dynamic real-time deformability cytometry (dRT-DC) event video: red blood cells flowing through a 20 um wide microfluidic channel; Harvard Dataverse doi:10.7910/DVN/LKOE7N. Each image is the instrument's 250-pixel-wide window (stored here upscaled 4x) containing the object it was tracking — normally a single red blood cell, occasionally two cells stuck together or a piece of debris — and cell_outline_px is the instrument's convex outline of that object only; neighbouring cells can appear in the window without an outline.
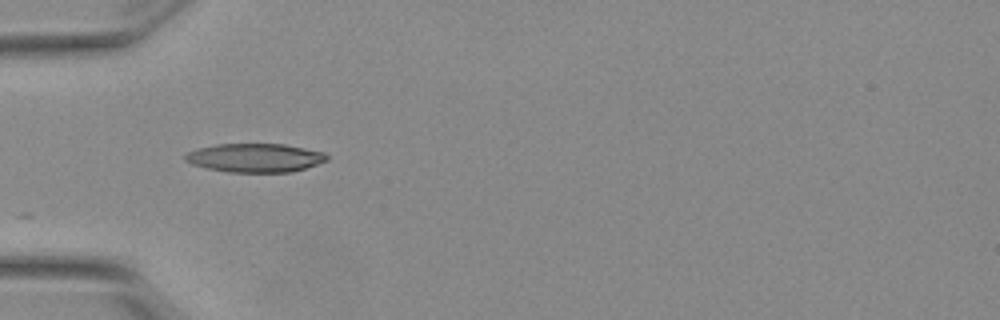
{"species": "Egyptian fruit bat (a non-hibernating species)", "species_latin": "Rousettus aegyptiacus", "temperature_condition": "warm", "stored_images_in_passage": 21, "camera_frame_rate_fps": 3000, "um_per_image_px": 0.085, "animal": {"sex": "female"}, "frame": {"image": 1, "passage_image": 1, "time_ms": 0.0, "image_size_px": [1000, 320], "cell_outline_px": [[328, 160], [292, 172], [228, 172], [208, 168], [192, 164], [184, 160], [184, 156], [188, 152], [200, 148], [216, 144], [284, 144], [324, 152], [328, 156]], "centroid_in_image_um": [21.68, 13.41], "position_along_channel_um": 63.3, "area_um2": 23.52}}
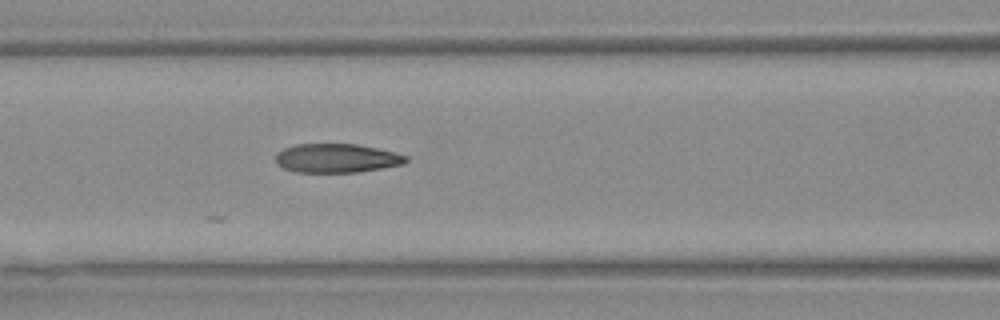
{"frame": {"image": 2, "passage_image": 7, "time_ms": 2.0, "image_size_px": [1000, 320], "cell_outline_px": [[408, 160], [404, 164], [384, 168], [356, 172], [296, 172], [284, 168], [276, 164], [276, 156], [284, 148], [296, 144], [356, 144], [396, 152], [408, 156]], "centroid_in_image_um": [28.65, 13.45], "position_along_channel_um": 137.9, "area_um2": 21.96}}
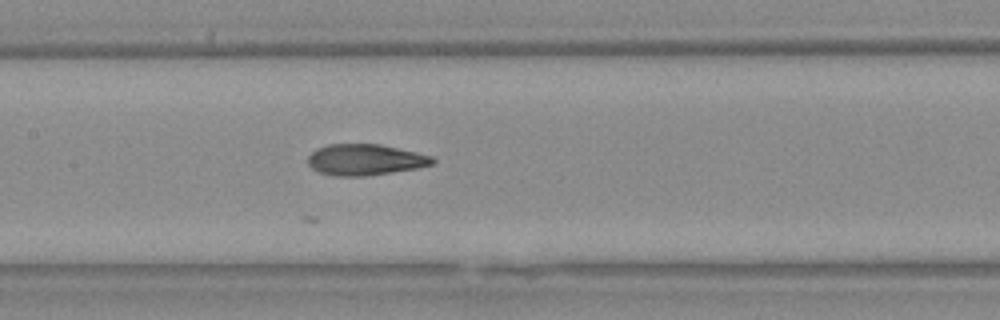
{"frame": {"image": 3, "passage_image": 10, "time_ms": 3.0, "image_size_px": [1000, 320], "cell_outline_px": [[436, 160], [432, 164], [416, 168], [392, 172], [364, 176], [332, 176], [320, 172], [312, 168], [308, 164], [308, 156], [316, 148], [328, 144], [380, 144], [416, 152], [432, 156]], "centroid_in_image_um": [31.01, 13.57], "position_along_channel_um": 176.4, "area_um2": 22.54}}